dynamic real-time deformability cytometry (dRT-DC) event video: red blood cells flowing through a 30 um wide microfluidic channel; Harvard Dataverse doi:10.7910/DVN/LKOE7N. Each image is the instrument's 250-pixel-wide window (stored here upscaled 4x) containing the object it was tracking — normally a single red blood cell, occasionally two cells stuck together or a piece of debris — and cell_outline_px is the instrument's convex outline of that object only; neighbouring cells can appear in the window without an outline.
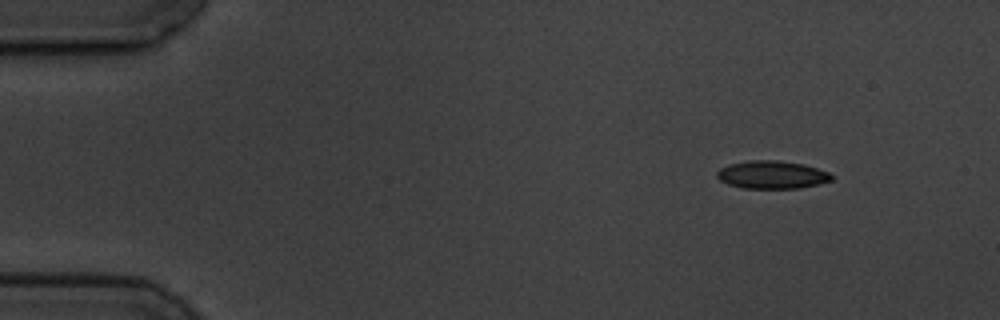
{"species": "common noctule bat (a hibernating species)", "species_latin": "Nyctalus noctula", "temperature_condition": "cold", "stored_images_in_passage": 3, "camera_frame_rate_fps": 3000, "um_per_image_px": 0.085, "animal": {"sex": "male", "body_mass_g": 19.5, "forearm_length_mm": 54.6}, "frame": {"image": 1, "passage_image": 1, "time_ms": 0.0, "image_size_px": [1000, 320], "cell_outline_px": [[832, 180], [800, 188], [744, 188], [728, 184], [720, 180], [716, 176], [716, 172], [720, 168], [728, 164], [752, 160], [776, 160], [804, 164], [828, 172], [832, 176]], "centroid_in_image_um": [65.58, 14.85], "position_along_channel_um": 19.4, "area_um2": 18.5}}
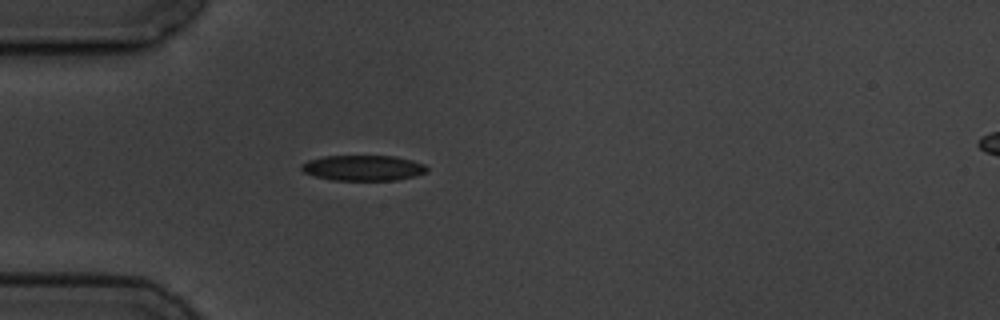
{"frame": {"image": 2, "passage_image": 3, "time_ms": 3.333, "image_size_px": [1000, 320], "cell_outline_px": [[428, 172], [416, 176], [396, 180], [332, 180], [316, 176], [304, 172], [300, 168], [300, 164], [308, 160], [324, 156], [396, 156], [412, 160], [424, 164], [428, 168]], "centroid_in_image_um": [30.89, 14.27], "position_along_channel_um": 54.1, "area_um2": 18.73}}